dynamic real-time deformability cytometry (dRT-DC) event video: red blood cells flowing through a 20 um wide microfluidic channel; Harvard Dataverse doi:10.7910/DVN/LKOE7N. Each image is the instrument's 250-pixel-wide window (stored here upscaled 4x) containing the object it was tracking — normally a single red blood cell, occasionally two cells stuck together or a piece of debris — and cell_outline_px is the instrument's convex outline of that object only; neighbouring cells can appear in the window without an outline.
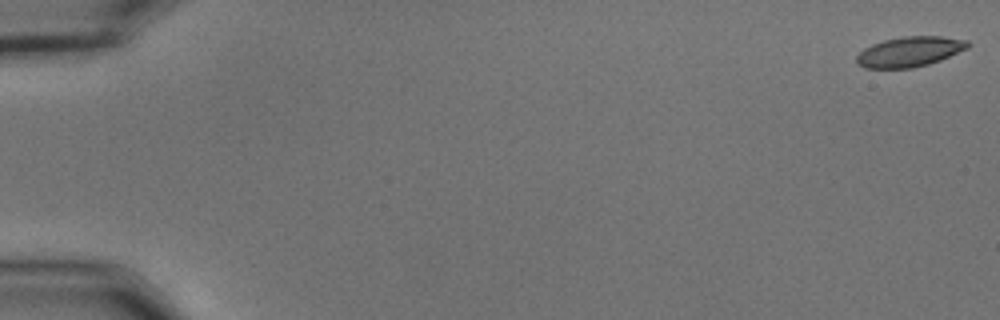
{"species": "common noctule bat (a hibernating species)", "species_latin": "Nyctalus noctula", "temperature_condition": "cold", "stored_images_in_passage": 18, "camera_frame_rate_fps": 3000, "um_per_image_px": 0.085, "animal": {"sex": "male", "body_mass_g": 15.6}, "frame": {"image": 1, "passage_image": 1, "time_ms": 0.0, "image_size_px": [1000, 320], "cell_outline_px": [[972, 44], [968, 48], [940, 60], [928, 64], [912, 68], [864, 68], [856, 64], [856, 56], [864, 48], [872, 44], [884, 40], [904, 36], [940, 36], [968, 40]], "centroid_in_image_um": [77.32, 4.39], "position_along_channel_um": 7.7, "area_um2": 19.59}}
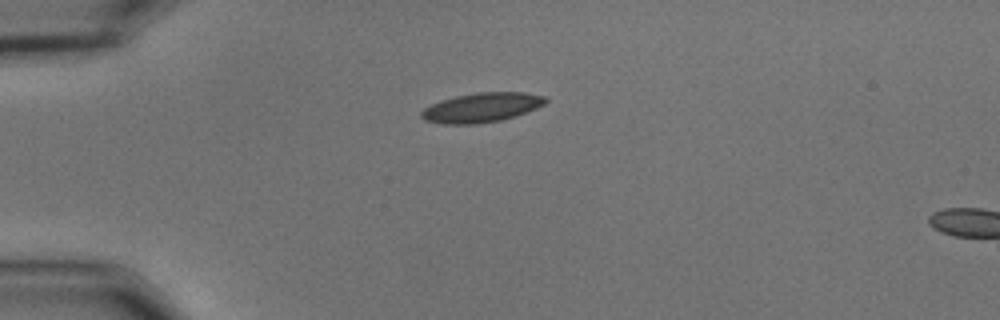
{"frame": {"image": 2, "passage_image": 15, "time_ms": 4.667, "image_size_px": [1000, 320], "cell_outline_px": [[548, 100], [544, 104], [536, 108], [516, 116], [500, 120], [476, 124], [444, 124], [424, 120], [420, 116], [420, 112], [424, 108], [440, 100], [456, 96], [476, 92], [524, 92], [544, 96]], "centroid_in_image_um": [40.92, 9.14], "position_along_channel_um": 44.1, "area_um2": 21.33}}